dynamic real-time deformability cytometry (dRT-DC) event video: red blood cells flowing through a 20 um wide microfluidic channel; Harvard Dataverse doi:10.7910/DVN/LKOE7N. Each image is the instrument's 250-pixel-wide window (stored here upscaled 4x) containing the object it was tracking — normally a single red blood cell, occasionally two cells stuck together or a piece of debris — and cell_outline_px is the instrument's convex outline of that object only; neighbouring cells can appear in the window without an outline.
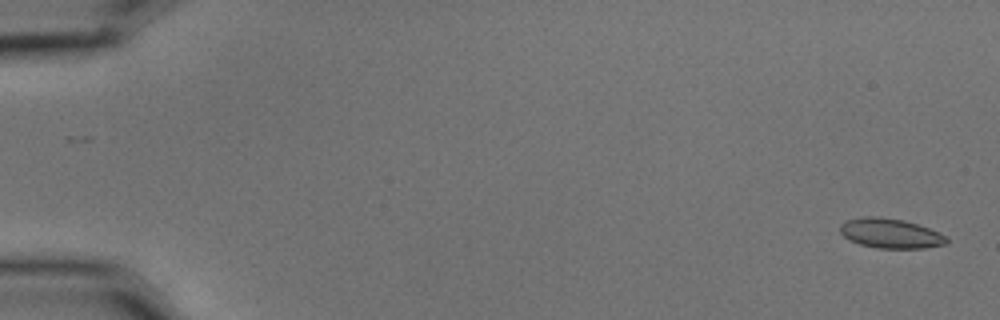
{"species": "common noctule bat (a hibernating species)", "species_latin": "Nyctalus noctula", "temperature_condition": "cold", "stored_images_in_passage": 6, "camera_frame_rate_fps": 3000, "um_per_image_px": 0.085, "animal": {"sex": "male", "body_mass_g": 15.6}, "frame": {"image": 1, "passage_image": 1, "time_ms": 0.0, "image_size_px": [1000, 320], "cell_outline_px": [[948, 244], [924, 248], [876, 248], [860, 244], [848, 240], [840, 232], [840, 224], [848, 220], [864, 216], [880, 216], [904, 220], [940, 232], [948, 236]], "centroid_in_image_um": [75.71, 19.84], "position_along_channel_um": 9.3, "area_um2": 18.61}}
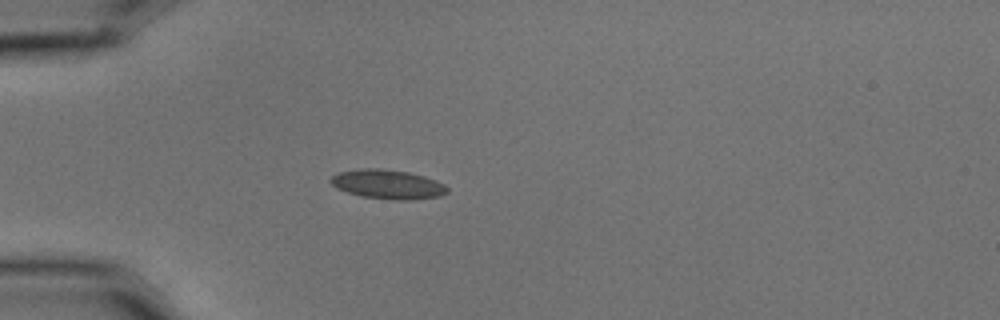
{"frame": {"image": 2, "passage_image": 5, "time_ms": 1.333, "image_size_px": [1000, 320], "cell_outline_px": [[448, 192], [440, 196], [408, 200], [396, 200], [360, 196], [336, 188], [328, 180], [332, 176], [340, 172], [360, 168], [384, 168], [408, 172], [424, 176], [436, 180], [444, 184], [448, 188]], "centroid_in_image_um": [32.95, 15.66], "position_along_channel_um": 52.0, "area_um2": 19.94}}